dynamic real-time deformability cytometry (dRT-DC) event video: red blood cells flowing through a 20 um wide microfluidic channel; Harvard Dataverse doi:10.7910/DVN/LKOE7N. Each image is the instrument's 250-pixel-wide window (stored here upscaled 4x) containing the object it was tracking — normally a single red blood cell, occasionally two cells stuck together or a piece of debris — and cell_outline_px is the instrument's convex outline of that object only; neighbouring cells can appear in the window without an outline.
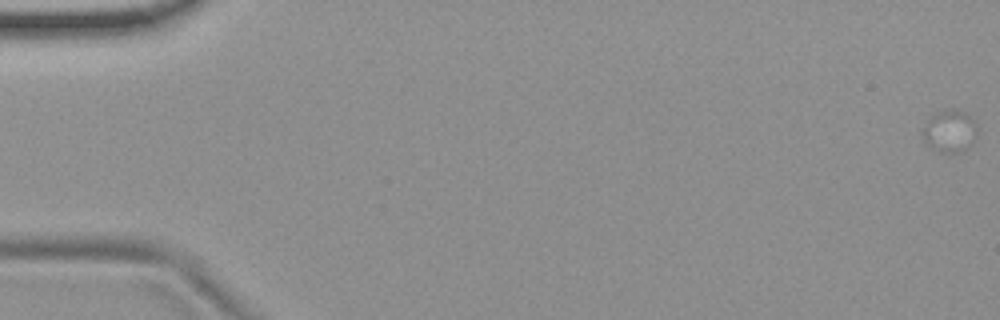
{"species": "common noctule bat (a hibernating species)", "species_latin": "Nyctalus noctula", "temperature_condition": "room temperature", "stored_images_in_passage": 22, "camera_frame_rate_fps": 3000, "um_per_image_px": 0.085, "animal": {"sex": "female", "body_mass_g": 19.9}, "frame": {"image": 1, "passage_image": 1, "time_ms": 0.0, "image_size_px": [1000, 320], "cell_outline_px": [[976, 136], [972, 144], [960, 152], [940, 152], [928, 144], [920, 136], [920, 128], [928, 116], [944, 108], [956, 108], [964, 112], [976, 124]], "centroid_in_image_um": [80.65, 11.1], "position_along_channel_um": 4.3, "area_um2": 13.81}}